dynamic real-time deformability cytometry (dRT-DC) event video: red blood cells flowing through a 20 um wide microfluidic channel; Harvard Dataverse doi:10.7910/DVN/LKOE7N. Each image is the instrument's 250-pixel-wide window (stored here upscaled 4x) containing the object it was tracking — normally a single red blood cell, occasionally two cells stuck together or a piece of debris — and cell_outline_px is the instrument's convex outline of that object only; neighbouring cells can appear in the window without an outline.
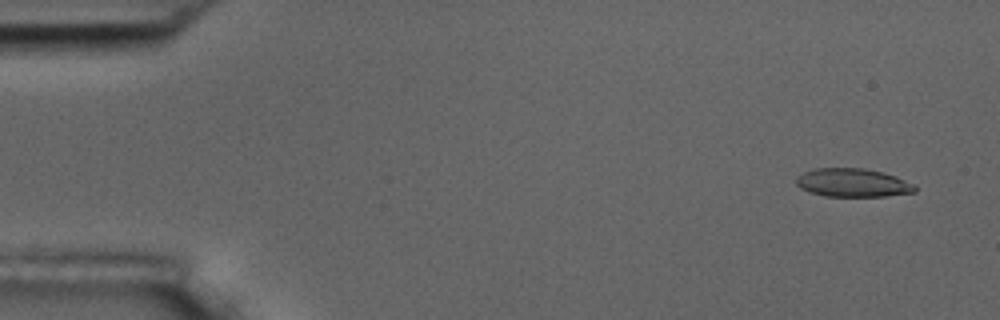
{"species": "common noctule bat (a hibernating species)", "species_latin": "Nyctalus noctula", "temperature_condition": "room temperature", "stored_images_in_passage": 4, "camera_frame_rate_fps": 3000, "um_per_image_px": 0.085, "animal": {"sex": "male", "body_mass_g": 17.5, "forearm_length_mm": 52.3}, "frame": {"image": 1, "passage_image": 1, "time_ms": 0.0, "image_size_px": [1000, 320], "cell_outline_px": [[916, 192], [884, 196], [824, 196], [808, 192], [800, 188], [796, 184], [796, 176], [812, 168], [864, 168], [896, 176], [916, 184]], "centroid_in_image_um": [72.47, 15.53], "position_along_channel_um": 12.5, "area_um2": 19.83}}